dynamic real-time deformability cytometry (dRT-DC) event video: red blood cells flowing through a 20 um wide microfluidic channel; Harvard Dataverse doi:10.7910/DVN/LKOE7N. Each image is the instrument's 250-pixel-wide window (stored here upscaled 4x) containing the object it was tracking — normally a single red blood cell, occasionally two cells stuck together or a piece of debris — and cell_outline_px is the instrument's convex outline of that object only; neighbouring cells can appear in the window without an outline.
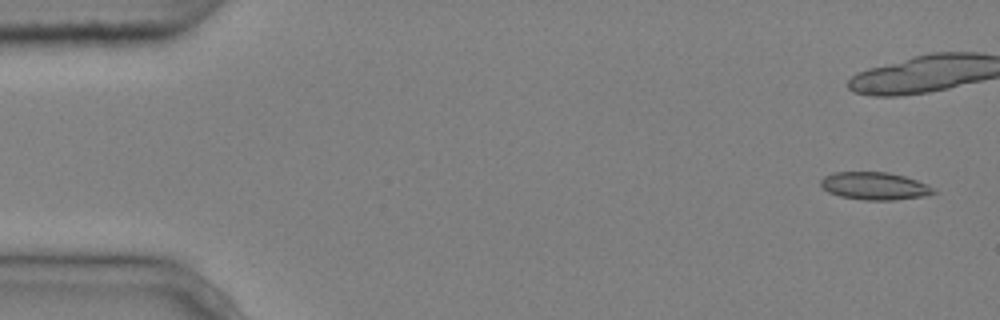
{"species": "common noctule bat (a hibernating species)", "species_latin": "Nyctalus noctula", "temperature_condition": "cold", "stored_images_in_passage": 6, "segment_of_instrument_passage": [2, 2], "camera_frame_rate_fps": 3000, "um_per_image_px": 0.085, "animal": {"sex": "male", "body_mass_g": 20.4}, "frame": {"image": 1, "passage_image": 6, "time_ms": 1.667, "image_size_px": [1000, 320], "cell_outline_px": [[936, 192], [924, 196], [892, 200], [864, 200], [840, 196], [828, 192], [820, 184], [820, 180], [824, 176], [832, 172], [888, 172], [904, 176], [928, 184]], "centroid_in_image_um": [74.31, 15.8], "position_along_channel_um": 10.7, "area_um2": 18.09}}